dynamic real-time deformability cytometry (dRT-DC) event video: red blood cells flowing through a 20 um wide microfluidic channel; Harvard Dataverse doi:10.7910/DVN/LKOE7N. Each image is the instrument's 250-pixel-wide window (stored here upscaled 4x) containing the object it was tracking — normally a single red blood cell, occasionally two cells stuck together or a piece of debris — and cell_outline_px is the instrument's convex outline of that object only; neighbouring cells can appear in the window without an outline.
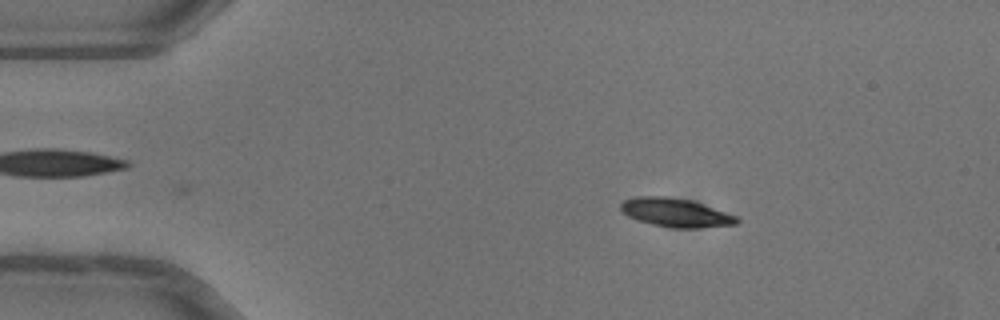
{"species": "common noctule bat (a hibernating species)", "species_latin": "Nyctalus noctula", "temperature_condition": "warm", "stored_images_in_passage": 39, "camera_frame_rate_fps": 3000, "um_per_image_px": 0.085, "animal": {"sex": "female"}, "frame": {"image": 1, "passage_image": 1, "time_ms": 0.0, "image_size_px": [1000, 320], "cell_outline_px": [[740, 220], [736, 224], [696, 228], [672, 228], [652, 224], [636, 220], [628, 216], [620, 208], [620, 204], [624, 200], [636, 196], [668, 196], [692, 200], [736, 216]], "centroid_in_image_um": [57.4, 18.07], "position_along_channel_um": 27.6, "area_um2": 19.36}}
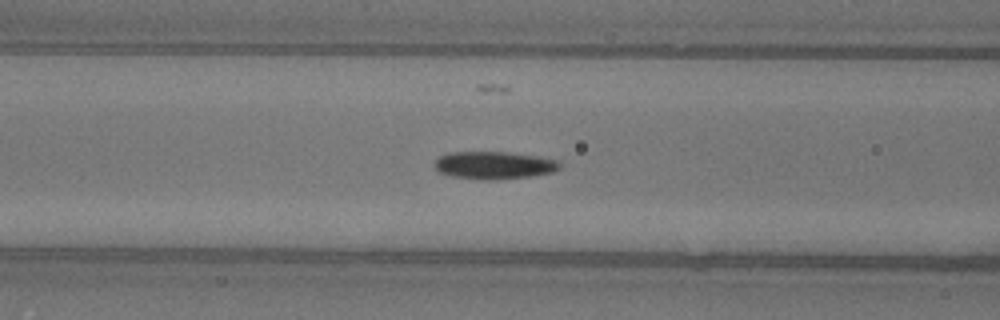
{"frame": {"image": 2, "passage_image": 13, "time_ms": 4.0, "image_size_px": [1000, 320], "cell_outline_px": [[560, 168], [552, 172], [532, 176], [496, 180], [484, 180], [452, 176], [440, 172], [436, 168], [436, 160], [440, 156], [448, 152], [508, 152], [536, 156], [556, 160], [560, 164]], "centroid_in_image_um": [42.0, 14.05], "position_along_channel_um": 124.6, "area_um2": 20.0}}
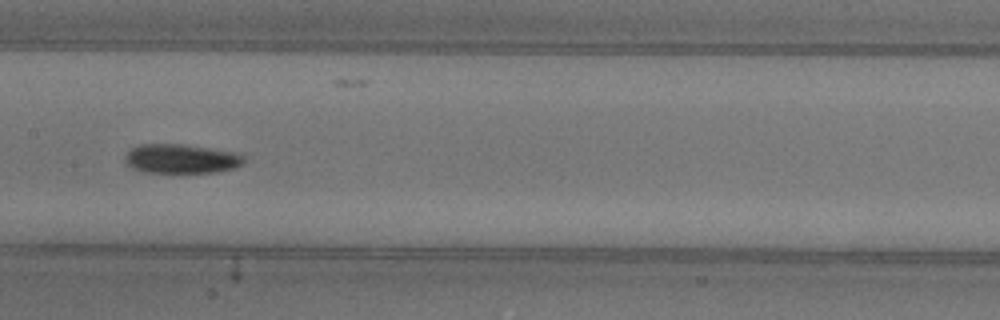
{"frame": {"image": 3, "passage_image": 18, "time_ms": 5.667, "image_size_px": [1000, 320], "cell_outline_px": [[244, 164], [232, 168], [216, 172], [144, 172], [132, 168], [124, 160], [124, 156], [132, 148], [140, 144], [184, 144], [236, 152], [244, 156]], "centroid_in_image_um": [15.4, 13.48], "position_along_channel_um": 192.0, "area_um2": 20.23}, "authors_computed_cell_mechanics": {"area_um2": 19.363, "velocity_mm_per_s": 4.0341, "shape_relaxation_time_tau1_ms": 3.1034, "shape_relaxation_time_tau2_ms": null, "deformation_change_tau1": 0.1162, "deformation_change_tau2": null}}